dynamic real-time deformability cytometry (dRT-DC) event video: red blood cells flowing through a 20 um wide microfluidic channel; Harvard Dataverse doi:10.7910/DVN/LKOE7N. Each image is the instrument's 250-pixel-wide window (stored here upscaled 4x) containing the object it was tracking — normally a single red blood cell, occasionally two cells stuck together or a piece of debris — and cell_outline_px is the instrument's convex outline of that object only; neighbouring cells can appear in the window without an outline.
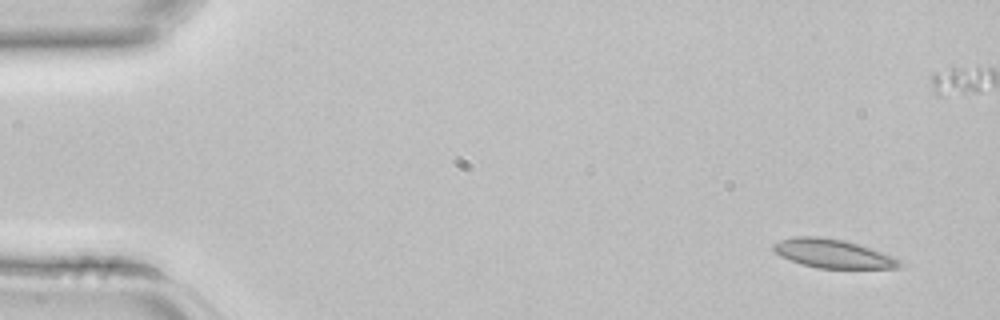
{"species": "common noctule bat (a hibernating species)", "species_latin": "Nyctalus noctula", "temperature_condition": "room temperature", "stored_images_in_passage": 4, "camera_frame_rate_fps": 3000, "um_per_image_px": 0.085, "animal": {"sex": "female", "body_mass_g": 22.7, "forearm_length_mm": 54.2}, "frame": {"image": 1, "passage_image": 1, "time_ms": 0.0, "image_size_px": [1000, 320], "cell_outline_px": [[904, 264], [900, 268], [816, 268], [800, 264], [780, 256], [772, 248], [772, 244], [780, 240], [792, 236], [820, 236], [844, 240], [892, 256], [900, 260]], "centroid_in_image_um": [70.75, 21.56], "position_along_channel_um": 14.2, "area_um2": 21.1}}
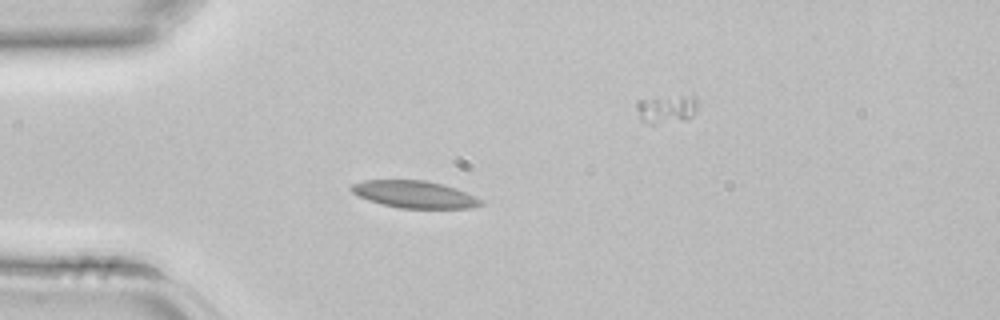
{"frame": {"image": 2, "passage_image": 3, "time_ms": 0.667, "image_size_px": [1000, 320], "cell_outline_px": [[484, 204], [472, 208], [400, 208], [368, 200], [352, 192], [348, 188], [352, 184], [364, 180], [424, 180], [456, 188], [480, 200]], "centroid_in_image_um": [35.19, 16.52], "position_along_channel_um": 49.8, "area_um2": 20.17}}